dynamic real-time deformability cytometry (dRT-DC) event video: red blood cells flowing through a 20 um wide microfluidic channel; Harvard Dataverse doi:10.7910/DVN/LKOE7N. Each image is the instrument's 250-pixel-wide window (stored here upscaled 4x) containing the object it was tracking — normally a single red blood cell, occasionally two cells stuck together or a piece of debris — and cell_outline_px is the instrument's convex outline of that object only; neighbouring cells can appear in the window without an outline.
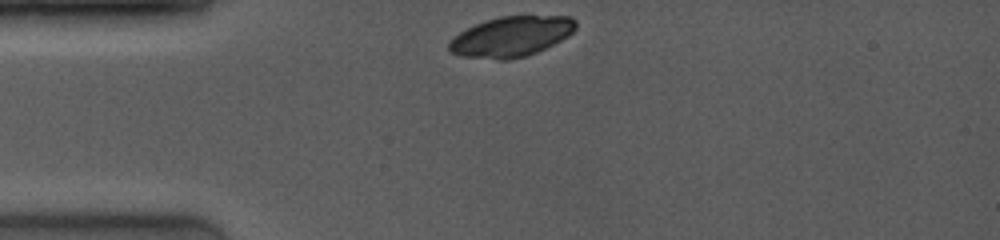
{"species": "common noctule bat (a hibernating species)", "species_latin": "Nyctalus noctula", "temperature_condition": "room temperature", "stored_images_in_passage": 5, "camera_frame_rate_fps": 4000, "um_per_image_px": 0.085, "animal": {"sex": "female", "body_mass_g": 19.0, "forearm_length_mm": 53.3}, "frame": {"image": 1, "passage_image": 1, "time_ms": 0.0, "image_size_px": [1000, 240], "cell_outline_px": [[576, 28], [568, 36], [536, 52], [524, 56], [508, 60], [500, 60], [460, 56], [448, 52], [448, 44], [460, 32], [476, 24], [500, 16], [572, 16], [576, 20]], "centroid_in_image_um": [43.45, 3.11], "position_along_channel_um": 41.5, "area_um2": 29.48}}